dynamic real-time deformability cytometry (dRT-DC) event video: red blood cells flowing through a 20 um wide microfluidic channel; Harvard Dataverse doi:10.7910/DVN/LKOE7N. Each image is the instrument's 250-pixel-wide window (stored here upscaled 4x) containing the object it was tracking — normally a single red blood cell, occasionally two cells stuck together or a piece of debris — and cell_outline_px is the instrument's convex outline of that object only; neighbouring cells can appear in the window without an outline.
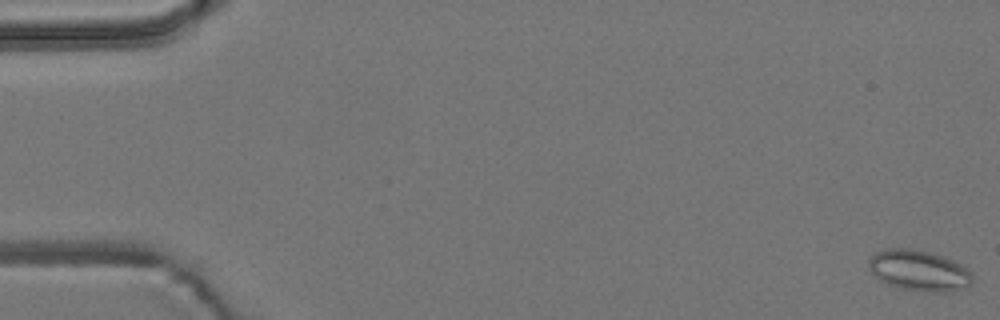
{"species": "common noctule bat (a hibernating species)", "species_latin": "Nyctalus noctula", "temperature_condition": "room temperature", "stored_images_in_passage": 8, "camera_frame_rate_fps": 3000, "um_per_image_px": 0.085, "animal": {"sex": "male", "body_mass_g": 19.2, "forearm_length_mm": 51.8}, "frame": {"image": 1, "passage_image": 1, "time_ms": 0.0, "image_size_px": [1000, 320], "cell_outline_px": [[972, 284], [952, 292], [936, 292], [900, 288], [888, 284], [880, 280], [868, 268], [868, 260], [876, 252], [884, 248], [912, 248], [944, 256], [968, 268], [972, 272]], "centroid_in_image_um": [78.12, 22.98], "position_along_channel_um": 6.9, "area_um2": 24.74}}
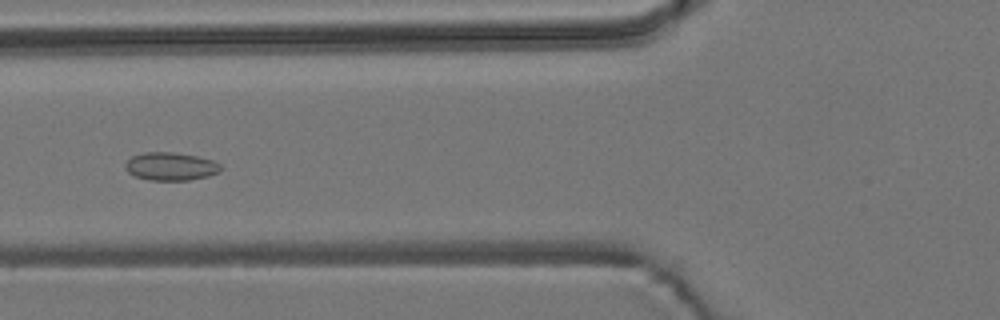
{"frame": {"image": 2, "passage_image": 6, "time_ms": 1.667, "image_size_px": [1000, 320], "cell_outline_px": [[220, 172], [208, 176], [188, 180], [148, 180], [136, 176], [128, 172], [124, 168], [124, 164], [132, 156], [144, 152], [172, 152], [196, 156], [212, 160], [220, 164]], "centroid_in_image_um": [14.48, 14.14], "position_along_channel_um": 111.3, "area_um2": 15.55}}
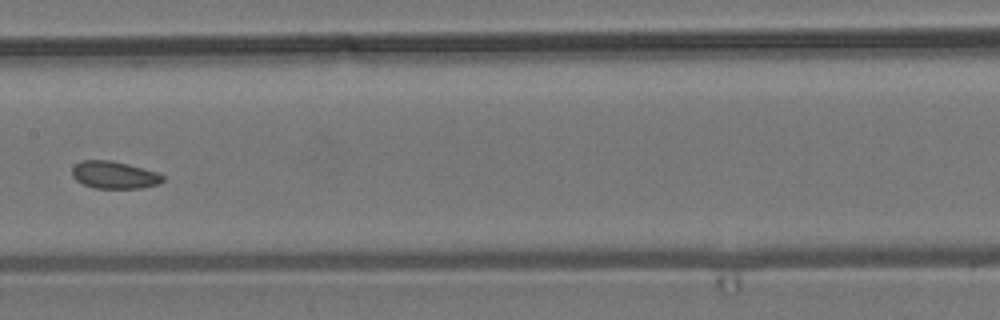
{"frame": {"image": 3, "passage_image": 8, "time_ms": 2.333, "image_size_px": [1000, 320], "cell_outline_px": [[164, 180], [156, 184], [140, 188], [96, 188], [84, 184], [76, 180], [72, 176], [72, 168], [80, 160], [112, 160], [128, 164], [156, 172], [164, 176]], "centroid_in_image_um": [9.68, 14.86], "position_along_channel_um": 197.7, "area_um2": 14.33}}